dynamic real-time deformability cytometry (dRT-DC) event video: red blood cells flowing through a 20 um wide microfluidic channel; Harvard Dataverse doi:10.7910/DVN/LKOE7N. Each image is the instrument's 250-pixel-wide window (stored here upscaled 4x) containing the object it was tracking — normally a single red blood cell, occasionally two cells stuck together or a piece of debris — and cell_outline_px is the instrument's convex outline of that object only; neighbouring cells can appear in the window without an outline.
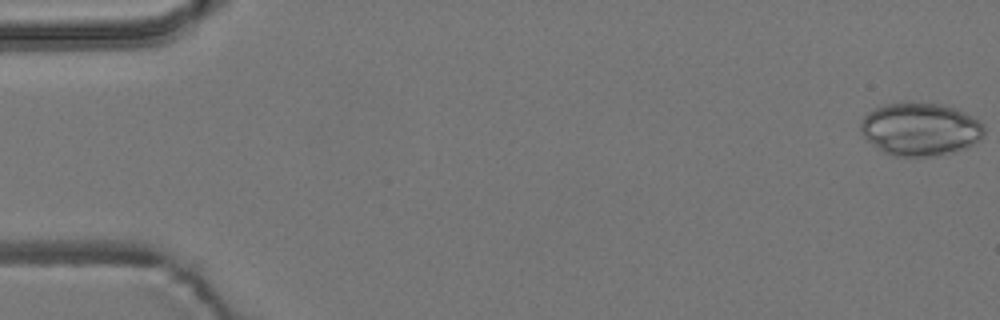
{"species": "common noctule bat (a hibernating species)", "species_latin": "Nyctalus noctula", "temperature_condition": "room temperature", "stored_images_in_passage": 17, "camera_frame_rate_fps": 3000, "um_per_image_px": 0.085, "animal": {"sex": "male", "body_mass_g": 19.2, "forearm_length_mm": 51.8}, "frame": {"image": 1, "passage_image": 1, "time_ms": 0.0, "image_size_px": [1000, 320], "cell_outline_px": [[984, 136], [980, 140], [968, 148], [940, 156], [892, 156], [884, 152], [868, 140], [860, 132], [860, 124], [864, 116], [876, 108], [888, 104], [908, 100], [940, 104], [956, 108], [972, 116], [984, 124]], "centroid_in_image_um": [78.26, 10.97], "position_along_channel_um": 6.7, "area_um2": 38.67}}